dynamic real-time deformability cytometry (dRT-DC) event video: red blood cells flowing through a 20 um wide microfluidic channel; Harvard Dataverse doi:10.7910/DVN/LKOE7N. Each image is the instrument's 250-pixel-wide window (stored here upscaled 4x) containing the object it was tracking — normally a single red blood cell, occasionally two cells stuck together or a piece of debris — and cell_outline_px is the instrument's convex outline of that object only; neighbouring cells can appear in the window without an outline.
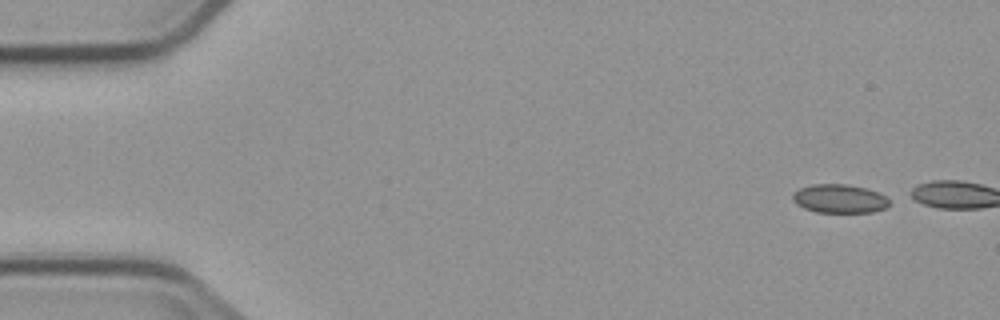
{"species": "common noctule bat (a hibernating species)", "species_latin": "Nyctalus noctula", "temperature_condition": "cold", "stored_images_in_passage": 2, "camera_frame_rate_fps": 3000, "um_per_image_px": 0.085, "animal": {"sex": "male", "body_mass_g": 23.1, "forearm_length_mm": 52.7}, "frame": {"image": 1, "passage_image": 1, "time_ms": 0.0, "image_size_px": [1000, 320], "cell_outline_px": [[888, 204], [884, 208], [872, 212], [816, 212], [804, 208], [796, 204], [792, 200], [792, 192], [800, 188], [812, 184], [844, 184], [864, 188], [876, 192], [884, 196], [888, 200]], "centroid_in_image_um": [71.28, 16.89], "position_along_channel_um": 13.7, "area_um2": 15.95}}